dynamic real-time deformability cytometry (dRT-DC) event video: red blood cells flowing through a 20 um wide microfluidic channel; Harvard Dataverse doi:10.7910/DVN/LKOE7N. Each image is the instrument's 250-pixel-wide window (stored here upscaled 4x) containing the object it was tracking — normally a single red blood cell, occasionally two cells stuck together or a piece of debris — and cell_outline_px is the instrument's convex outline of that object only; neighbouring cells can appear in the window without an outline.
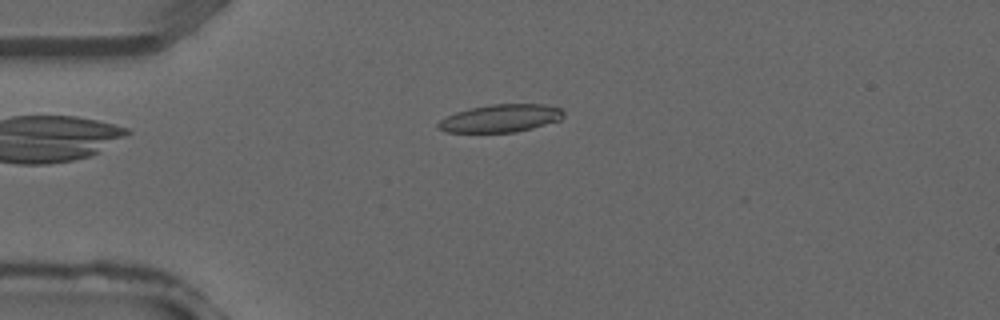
{"species": "common noctule bat (a hibernating species)", "species_latin": "Nyctalus noctula", "temperature_condition": "warm", "stored_images_in_passage": 20, "camera_frame_rate_fps": 3000, "um_per_image_px": 0.085, "animal": {"sex": "male", "forearm_length_mm": 52.5}, "frame": {"image": 1, "passage_image": 1, "time_ms": 0.0, "image_size_px": [1000, 320], "cell_outline_px": [[564, 116], [560, 120], [532, 128], [516, 132], [448, 132], [440, 128], [436, 124], [440, 120], [456, 112], [472, 108], [492, 104], [544, 104], [560, 108], [564, 112]], "centroid_in_image_um": [42.59, 10.05], "position_along_channel_um": 42.4, "area_um2": 20.06}}
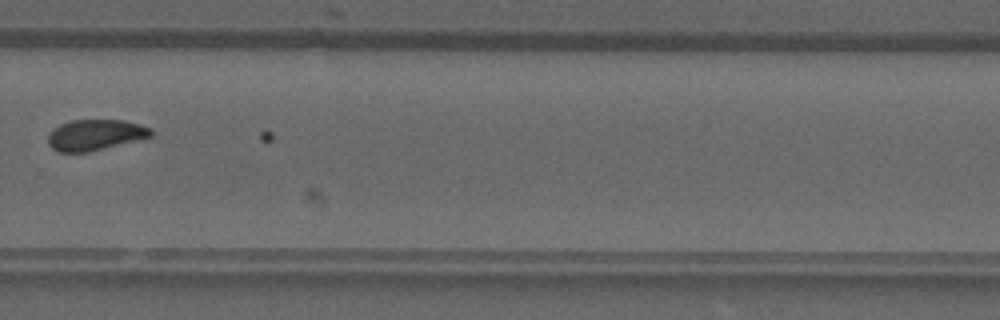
{"frame": {"image": 2, "passage_image": 18, "time_ms": 5.667, "image_size_px": [1000, 320], "cell_outline_px": [[152, 136], [88, 152], [60, 152], [52, 148], [48, 144], [48, 132], [52, 128], [60, 124], [72, 120], [124, 120], [140, 124], [152, 128]], "centroid_in_image_um": [8.06, 11.45], "position_along_channel_um": 321.7, "area_um2": 18.5}}